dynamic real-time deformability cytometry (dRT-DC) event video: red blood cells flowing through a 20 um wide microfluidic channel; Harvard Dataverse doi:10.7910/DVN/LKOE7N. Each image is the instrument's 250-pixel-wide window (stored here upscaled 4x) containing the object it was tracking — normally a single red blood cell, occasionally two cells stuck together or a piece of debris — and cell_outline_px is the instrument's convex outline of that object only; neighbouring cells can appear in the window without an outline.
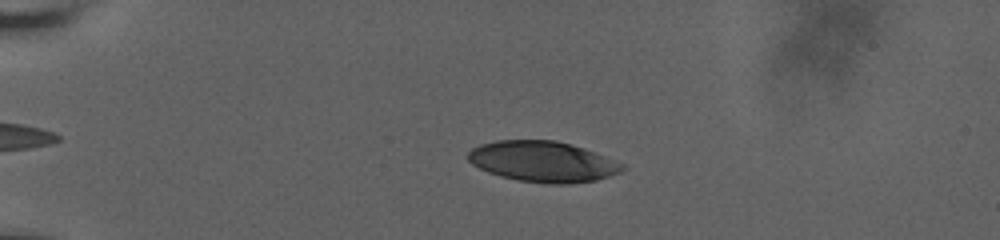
{"species": "human", "species_latin": "Homo sapiens", "temperature_condition": "room temperature", "stored_images_in_passage": 19, "camera_frame_rate_fps": 3000, "um_per_image_px": 0.085, "donor": {"sex": "male"}, "frame": {"image": 1, "passage_image": 7, "time_ms": 4.0, "image_size_px": [1000, 240], "cell_outline_px": [[628, 168], [620, 172], [596, 180], [568, 184], [548, 184], [516, 180], [500, 176], [488, 172], [472, 164], [468, 160], [468, 152], [472, 148], [480, 144], [496, 140], [556, 140], [572, 144], [584, 148], [624, 164]], "centroid_in_image_um": [46.14, 13.73], "position_along_channel_um": 38.9, "area_um2": 36.76}}
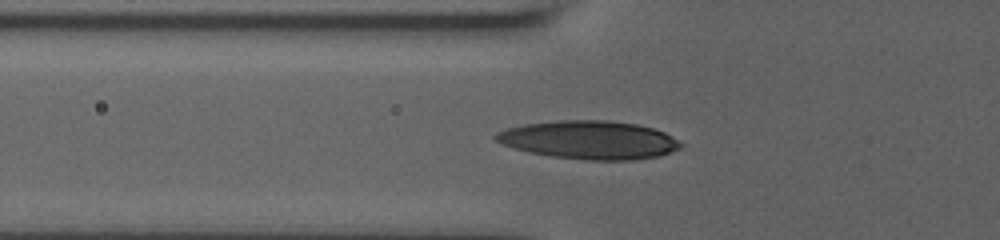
{"frame": {"image": 2, "passage_image": 14, "time_ms": 6.667, "image_size_px": [1000, 240], "cell_outline_px": [[684, 144], [680, 148], [672, 152], [660, 156], [632, 160], [584, 160], [552, 156], [528, 152], [504, 144], [496, 140], [492, 136], [496, 132], [508, 128], [524, 124], [556, 120], [608, 120], [636, 124], [652, 128], [664, 132], [672, 136]], "centroid_in_image_um": [50.11, 11.89], "position_along_channel_um": 75.7, "area_um2": 41.38}}
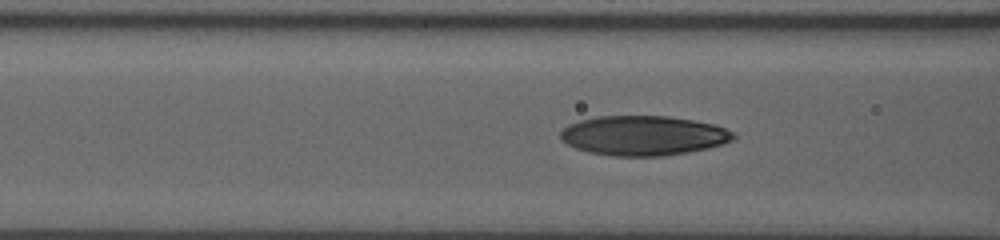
{"frame": {"image": 3, "passage_image": 17, "time_ms": 7.667, "image_size_px": [1000, 240], "cell_outline_px": [[736, 136], [732, 140], [724, 144], [708, 148], [688, 152], [664, 156], [612, 156], [588, 152], [576, 148], [568, 144], [560, 136], [560, 132], [568, 124], [580, 120], [596, 116], [668, 116], [716, 124], [732, 132]], "centroid_in_image_um": [54.7, 11.52], "position_along_channel_um": 111.9, "area_um2": 40.06}}